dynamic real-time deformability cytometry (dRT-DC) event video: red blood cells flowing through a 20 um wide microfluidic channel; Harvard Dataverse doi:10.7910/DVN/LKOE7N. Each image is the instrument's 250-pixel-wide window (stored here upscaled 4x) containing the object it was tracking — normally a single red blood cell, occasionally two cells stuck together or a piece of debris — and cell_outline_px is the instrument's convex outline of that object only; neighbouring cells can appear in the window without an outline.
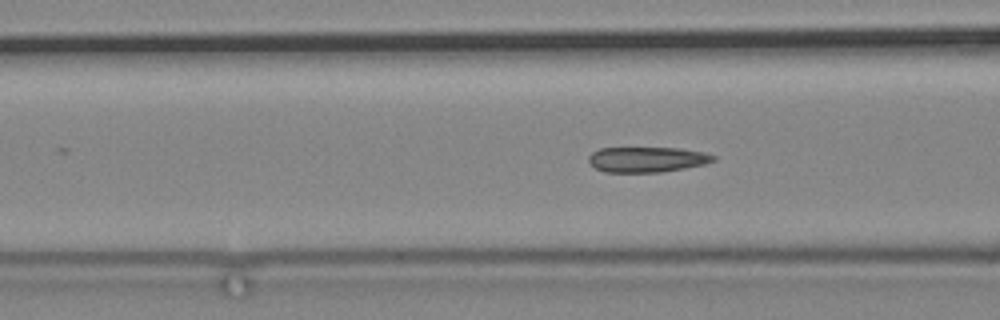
{"species": "common noctule bat (a hibernating species)", "species_latin": "Nyctalus noctula", "temperature_condition": "cold", "stored_images_in_passage": 73, "camera_frame_rate_fps": 3000, "um_per_image_px": 0.085, "animal": {"sex": "male", "body_mass_g": 19.2, "forearm_length_mm": 51.8}, "frame": {"image": 1, "passage_image": 34, "time_ms": 11.0, "image_size_px": [1000, 320], "cell_outline_px": [[716, 160], [704, 164], [684, 168], [660, 172], [604, 172], [596, 168], [588, 160], [588, 156], [592, 152], [600, 148], [680, 148], [704, 152], [716, 156]], "centroid_in_image_um": [55.0, 13.55], "position_along_channel_um": 111.6, "area_um2": 18.38}}
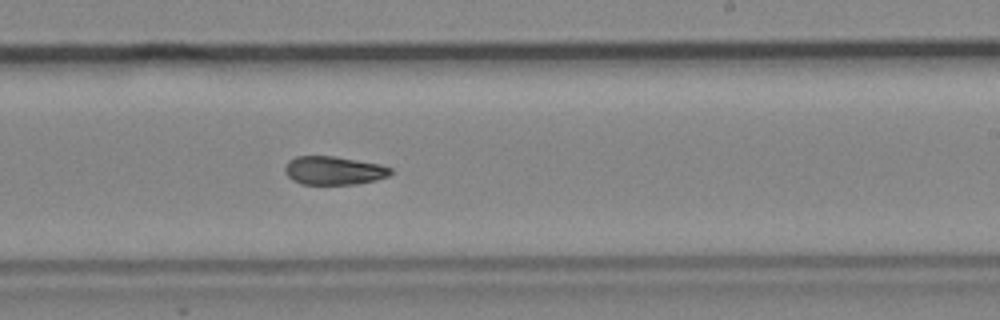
{"frame": {"image": 2, "passage_image": 48, "time_ms": 15.667, "image_size_px": [1000, 320], "cell_outline_px": [[392, 172], [388, 176], [376, 180], [356, 184], [300, 184], [292, 180], [284, 172], [284, 168], [288, 160], [296, 156], [336, 156], [380, 164], [392, 168]], "centroid_in_image_um": [28.35, 14.49], "position_along_channel_um": 260.6, "area_um2": 17.69}}
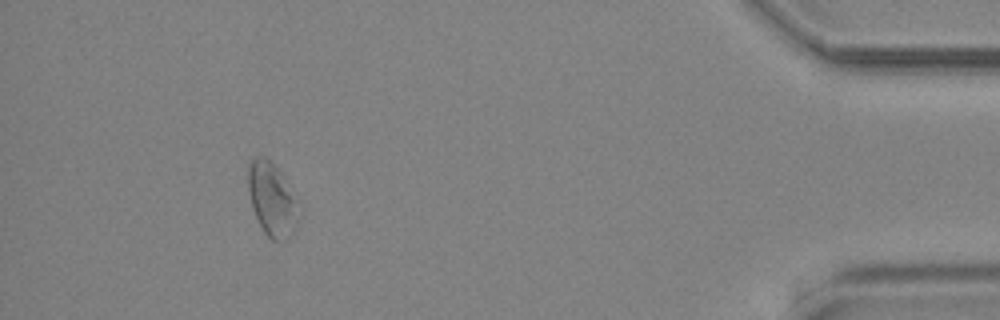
{"frame": {"image": 3, "passage_image": 68, "time_ms": 22.333, "image_size_px": [1000, 320], "cell_outline_px": [[300, 216], [296, 228], [288, 240], [272, 240], [264, 232], [252, 208], [248, 192], [248, 164], [256, 156], [264, 156], [284, 176]], "centroid_in_image_um": [23.1, 16.98], "position_along_channel_um": 412.1, "area_um2": 21.27}}